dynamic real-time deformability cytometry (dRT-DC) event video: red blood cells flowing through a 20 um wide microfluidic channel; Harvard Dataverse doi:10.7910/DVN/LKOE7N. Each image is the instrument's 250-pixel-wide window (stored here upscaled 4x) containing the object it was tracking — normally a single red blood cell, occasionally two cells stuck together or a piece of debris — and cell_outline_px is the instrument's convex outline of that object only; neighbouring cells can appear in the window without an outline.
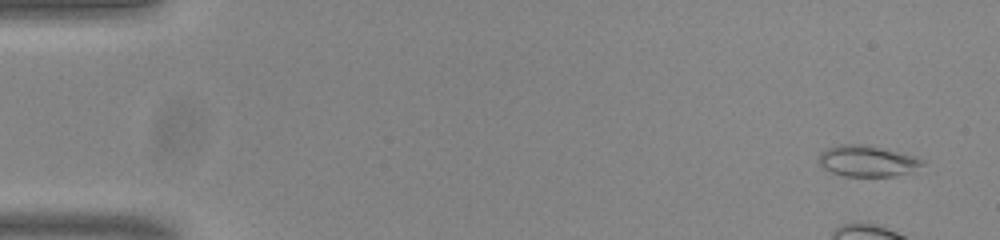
{"species": "common noctule bat (a hibernating species)", "species_latin": "Nyctalus noctula", "temperature_condition": "room temperature", "stored_images_in_passage": 54, "camera_frame_rate_fps": 3000, "um_per_image_px": 0.085, "animal": {"sex": "male", "body_mass_g": 20.0, "forearm_length_mm": 53.3}, "frame": {"image": 1, "passage_image": 1, "time_ms": 0.0, "image_size_px": [1000, 240], "cell_outline_px": [[924, 164], [912, 172], [892, 176], [844, 176], [832, 172], [824, 168], [820, 164], [820, 152], [828, 148], [840, 144], [864, 144], [916, 156], [924, 160]], "centroid_in_image_um": [73.75, 13.69], "position_along_channel_um": 11.3, "area_um2": 18.67}}
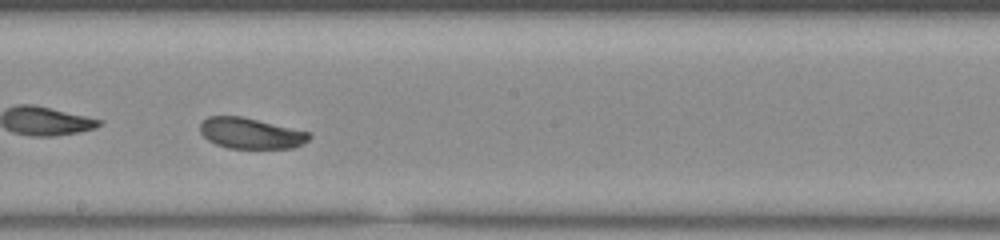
{"frame": {"image": 2, "passage_image": 30, "time_ms": 9.667, "image_size_px": [1000, 240], "cell_outline_px": [[312, 136], [304, 144], [292, 148], [228, 148], [216, 144], [208, 140], [200, 132], [200, 124], [208, 116], [240, 116], [312, 132]], "centroid_in_image_um": [21.35, 11.33], "position_along_channel_um": 226.9, "area_um2": 19.65}}
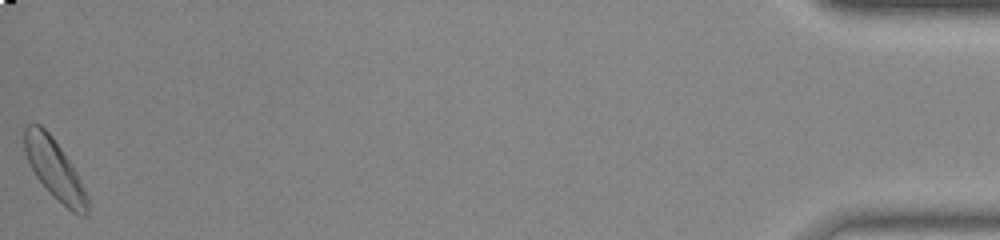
{"frame": {"image": 3, "passage_image": 54, "time_ms": 17.667, "image_size_px": [1000, 240], "cell_outline_px": [[88, 212], [84, 216], [80, 216], [72, 212], [36, 176], [28, 164], [24, 152], [24, 128], [28, 124], [40, 124], [52, 136], [76, 172], [88, 196]], "centroid_in_image_um": [4.62, 14.35], "position_along_channel_um": 430.6, "area_um2": 21.33}, "authors_computed_cell_mechanics": {"area_um2": 20.0566, "velocity_mm_per_s": 3.7547, "shape_relaxation_time_tau1_ms": 4.002, "shape_relaxation_time_tau2_ms": null, "deformation_change_tau1": 0.1128, "deformation_change_tau2": null}}